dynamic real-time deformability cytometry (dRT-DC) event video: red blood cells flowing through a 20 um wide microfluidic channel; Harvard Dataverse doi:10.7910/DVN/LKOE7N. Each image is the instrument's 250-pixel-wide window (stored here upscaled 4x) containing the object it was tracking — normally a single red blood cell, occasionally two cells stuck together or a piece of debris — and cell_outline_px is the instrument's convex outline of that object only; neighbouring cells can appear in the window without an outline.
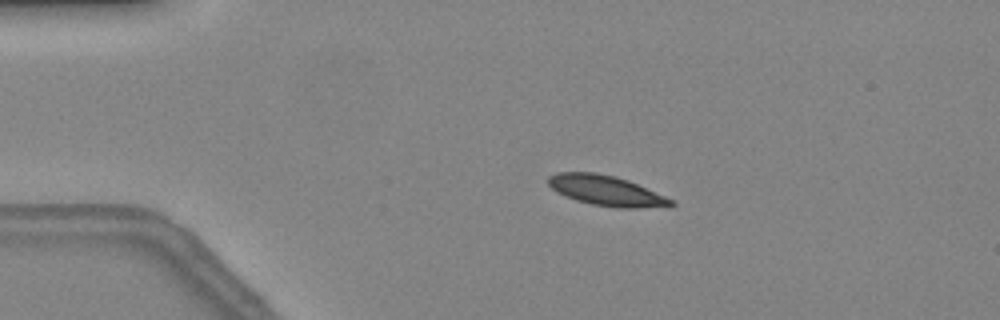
{"species": "common noctule bat (a hibernating species)", "species_latin": "Nyctalus noctula", "temperature_condition": "warm", "stored_images_in_passage": 48, "camera_frame_rate_fps": 3000, "um_per_image_px": 0.085, "animal": {"sex": "female", "body_mass_g": 24.6, "forearm_length_mm": 56.2}, "frame": {"image": 1, "passage_image": 10, "time_ms": 3.0, "image_size_px": [1000, 320], "cell_outline_px": [[676, 204], [640, 208], [616, 208], [592, 204], [576, 200], [564, 196], [556, 192], [548, 184], [548, 176], [556, 172], [596, 172], [616, 176], [628, 180], [676, 200]], "centroid_in_image_um": [51.51, 16.19], "position_along_channel_um": 33.5, "area_um2": 21.73}}
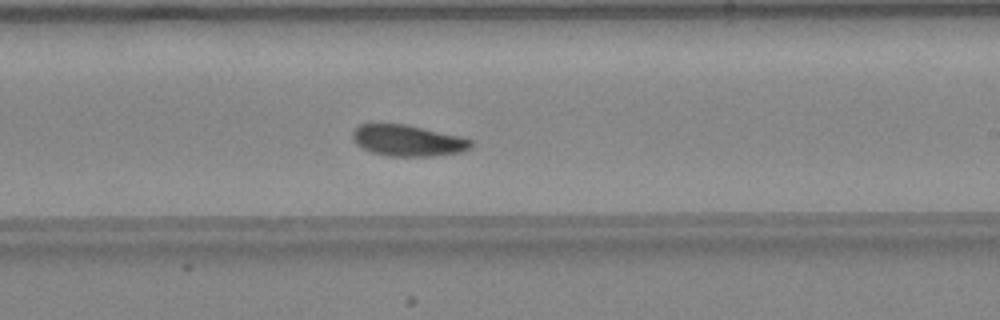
{"frame": {"image": 2, "passage_image": 29, "time_ms": 9.333, "image_size_px": [1000, 320], "cell_outline_px": [[472, 148], [460, 152], [432, 156], [388, 156], [372, 152], [356, 144], [352, 140], [352, 132], [360, 124], [404, 124], [464, 136], [472, 140]], "centroid_in_image_um": [34.7, 11.94], "position_along_channel_um": 254.3, "area_um2": 21.62}}
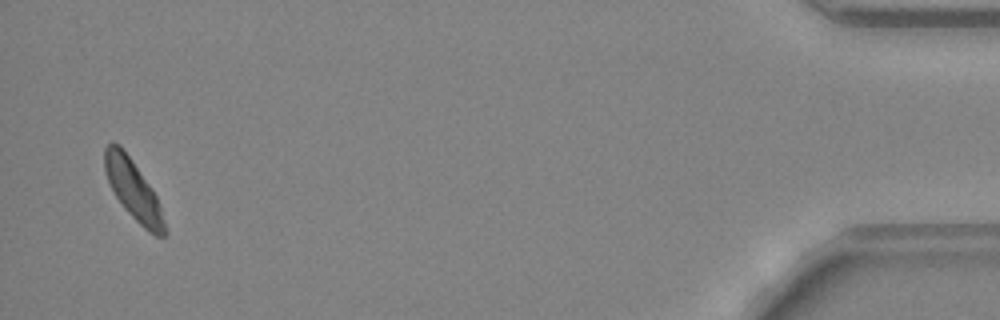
{"frame": {"image": 3, "passage_image": 47, "time_ms": 15.333, "image_size_px": [1000, 320], "cell_outline_px": [[168, 232], [164, 236], [156, 236], [148, 232], [124, 208], [116, 196], [108, 180], [104, 168], [104, 148], [112, 140], [120, 144], [152, 188], [156, 196]], "centroid_in_image_um": [11.32, 16.12], "position_along_channel_um": 423.9, "area_um2": 20.63}, "authors_computed_cell_mechanics": {"area_um2": 21.386, "velocity_mm_per_s": 4.2593, "shape_relaxation_time_tau1_ms": 4.0985, "shape_relaxation_time_tau2_ms": 11.1916, "deformation_change_tau1": 0.1007, "deformation_change_tau2": 0.1343}}